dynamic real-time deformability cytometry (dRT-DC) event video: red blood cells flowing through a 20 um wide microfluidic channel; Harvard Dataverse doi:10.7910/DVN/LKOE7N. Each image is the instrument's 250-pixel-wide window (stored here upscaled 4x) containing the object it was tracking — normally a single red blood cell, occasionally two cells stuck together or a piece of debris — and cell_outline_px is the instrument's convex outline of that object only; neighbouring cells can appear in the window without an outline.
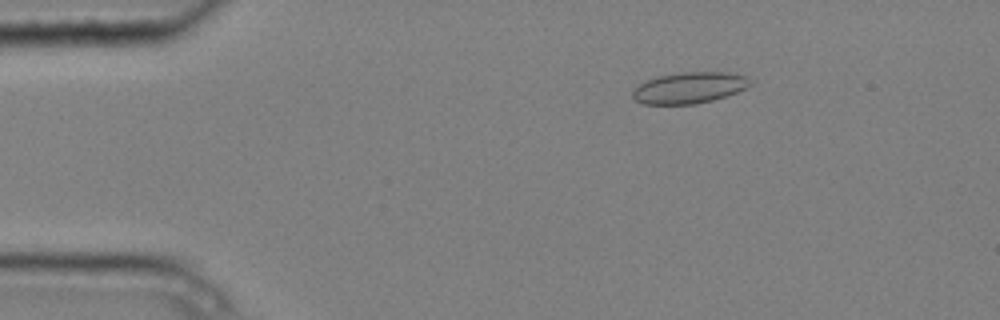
{"species": "common noctule bat (a hibernating species)", "species_latin": "Nyctalus noctula", "temperature_condition": "cold", "stored_images_in_passage": 10, "camera_frame_rate_fps": 3000, "um_per_image_px": 0.085, "animal": {"sex": "male", "body_mass_g": 20.4}, "frame": {"image": 1, "passage_image": 2, "time_ms": 0.333, "image_size_px": [1000, 320], "cell_outline_px": [[752, 84], [736, 92], [712, 100], [696, 104], [644, 104], [636, 100], [632, 96], [632, 92], [640, 84], [656, 76], [680, 72], [724, 72], [748, 76], [752, 80]], "centroid_in_image_um": [58.6, 7.45], "position_along_channel_um": 26.4, "area_um2": 21.27}}
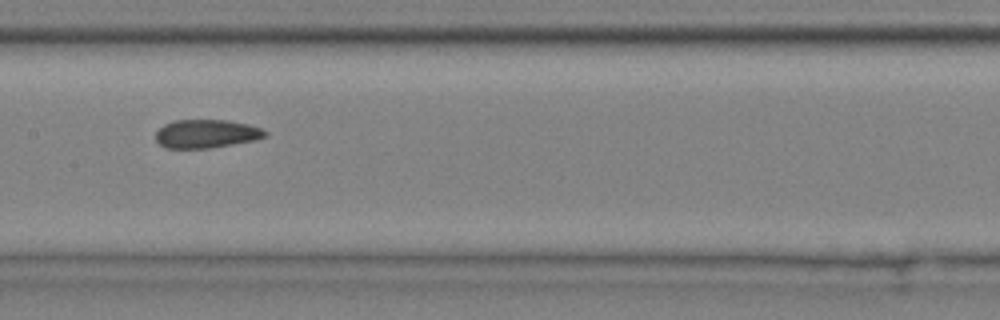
{"frame": {"image": 2, "passage_image": 7, "time_ms": 2.0, "image_size_px": [1000, 320], "cell_outline_px": [[268, 136], [256, 140], [212, 148], [164, 148], [156, 140], [156, 132], [164, 124], [176, 120], [228, 120], [248, 124], [260, 128], [268, 132]], "centroid_in_image_um": [17.57, 11.37], "position_along_channel_um": 189.8, "area_um2": 18.26}}
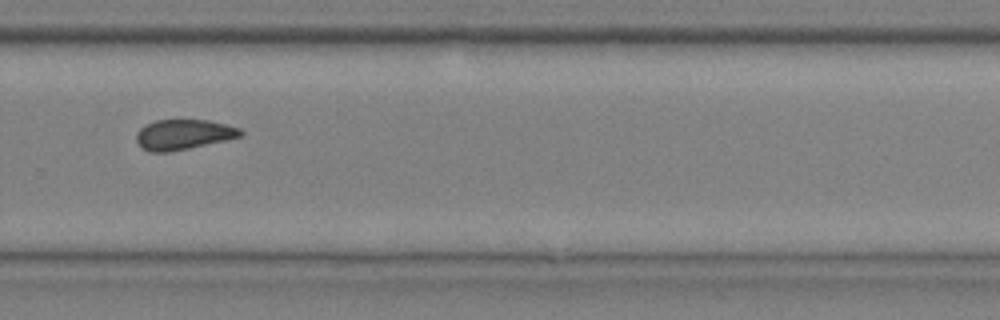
{"frame": {"image": 3, "passage_image": 10, "time_ms": 3.0, "image_size_px": [1000, 320], "cell_outline_px": [[244, 132], [240, 136], [224, 140], [188, 148], [168, 152], [152, 152], [140, 148], [136, 140], [136, 132], [144, 124], [156, 120], [208, 120], [228, 124], [240, 128]], "centroid_in_image_um": [15.55, 11.42], "position_along_channel_um": 314.2, "area_um2": 18.32}}